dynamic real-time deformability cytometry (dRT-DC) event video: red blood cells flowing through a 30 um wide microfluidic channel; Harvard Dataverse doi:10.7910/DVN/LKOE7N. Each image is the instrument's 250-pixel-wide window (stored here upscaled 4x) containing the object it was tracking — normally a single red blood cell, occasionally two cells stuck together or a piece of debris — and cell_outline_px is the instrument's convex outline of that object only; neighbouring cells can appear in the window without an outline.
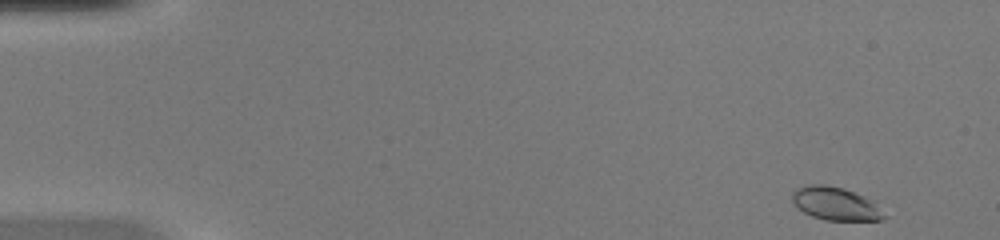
{"species": "common noctule bat (a hibernating species)", "species_latin": "Nyctalus noctula", "temperature_condition": "warm", "stored_images_in_passage": 48, "camera_frame_rate_fps": 3000, "um_per_image_px": 0.085, "animal": {"sex": "female", "body_mass_g": 20.0, "forearm_length_mm": 54.0}, "frame": {"image": 1, "passage_image": 1, "time_ms": 0.0, "image_size_px": [1000, 240], "cell_outline_px": [[884, 216], [880, 220], [824, 220], [812, 216], [796, 208], [792, 200], [792, 192], [796, 188], [808, 184], [824, 184], [844, 188], [864, 196], [872, 200]], "centroid_in_image_um": [70.94, 17.29], "position_along_channel_um": 14.1, "area_um2": 17.63}}
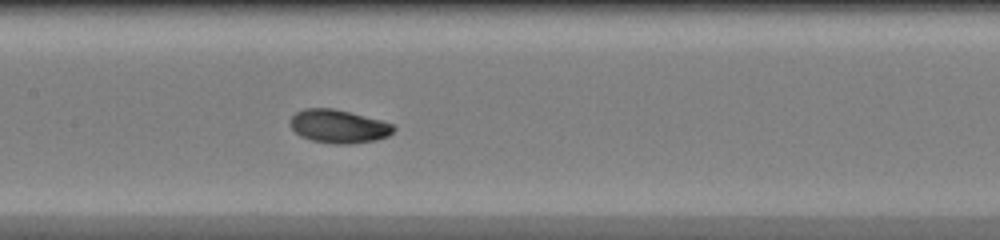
{"frame": {"image": 2, "passage_image": 23, "time_ms": 7.333, "image_size_px": [1000, 240], "cell_outline_px": [[396, 128], [388, 136], [376, 140], [352, 144], [336, 144], [312, 140], [300, 136], [288, 124], [288, 120], [296, 112], [304, 108], [332, 108], [380, 120], [392, 124]], "centroid_in_image_um": [28.74, 10.74], "position_along_channel_um": 178.7, "area_um2": 20.06}}
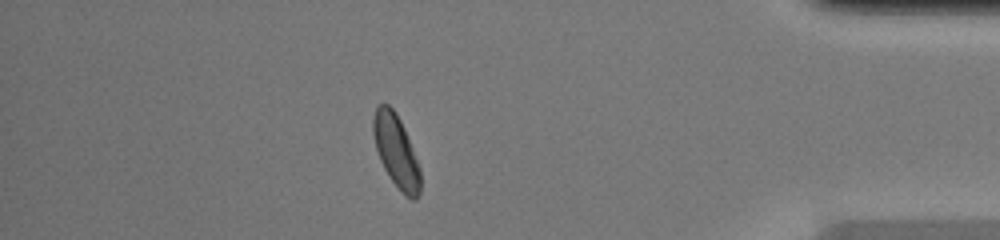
{"frame": {"image": 3, "passage_image": 42, "time_ms": 13.667, "image_size_px": [1000, 240], "cell_outline_px": [[420, 192], [416, 200], [412, 200], [404, 196], [388, 176], [380, 160], [376, 148], [372, 132], [372, 116], [376, 108], [380, 104], [388, 104], [396, 112], [404, 128], [420, 168]], "centroid_in_image_um": [33.66, 12.86], "position_along_channel_um": 401.5, "area_um2": 20.0}, "authors_computed_cell_mechanics": {"area_um2": 19.5364, "velocity_mm_per_s": 4.1106, "shape_relaxation_time_tau1_ms": 2.6621, "shape_relaxation_time_tau2_ms": null, "deformation_change_tau1": 0.1281, "deformation_change_tau2": null}}